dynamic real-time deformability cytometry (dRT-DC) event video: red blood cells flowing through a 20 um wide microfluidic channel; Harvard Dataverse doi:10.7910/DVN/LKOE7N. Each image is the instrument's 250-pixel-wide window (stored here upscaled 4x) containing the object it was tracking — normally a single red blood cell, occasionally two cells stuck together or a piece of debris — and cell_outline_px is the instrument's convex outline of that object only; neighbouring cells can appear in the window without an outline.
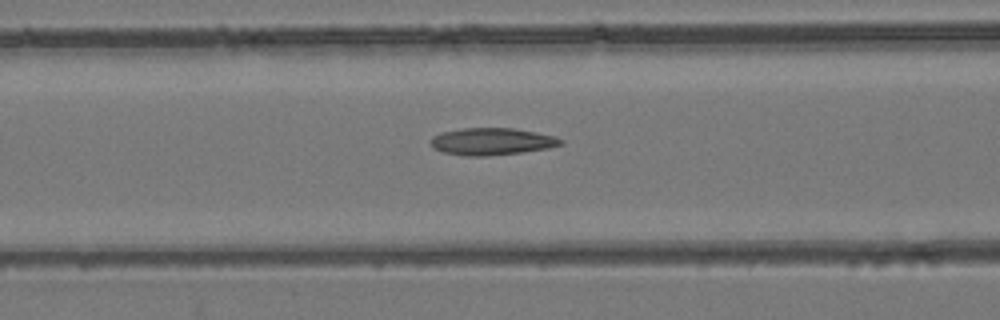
{"species": "common noctule bat (a hibernating species)", "species_latin": "Nyctalus noctula", "temperature_condition": "room temperature", "stored_images_in_passage": 29, "camera_frame_rate_fps": 3000, "um_per_image_px": 0.085, "animal": {"sex": "female", "body_mass_g": 24.6, "forearm_length_mm": 56.2}, "frame": {"image": 1, "passage_image": 14, "time_ms": 4.333, "image_size_px": [1000, 320], "cell_outline_px": [[564, 144], [548, 148], [520, 152], [484, 156], [464, 156], [444, 152], [432, 148], [432, 136], [440, 132], [464, 128], [512, 128], [536, 132], [556, 136], [564, 140]], "centroid_in_image_um": [41.82, 12.02], "position_along_channel_um": 124.8, "area_um2": 20.52}}
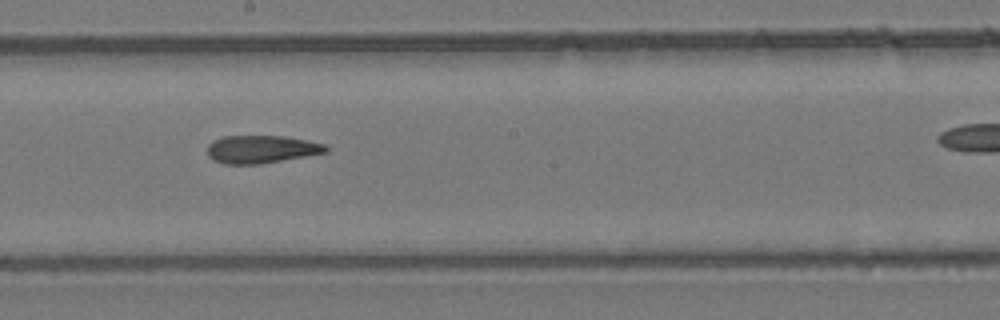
{"frame": {"image": 2, "passage_image": 21, "time_ms": 6.667, "image_size_px": [1000, 320], "cell_outline_px": [[328, 152], [260, 164], [224, 164], [212, 160], [208, 156], [208, 144], [212, 140], [224, 136], [284, 136], [324, 144], [328, 148]], "centroid_in_image_um": [22.17, 12.69], "position_along_channel_um": 226.0, "area_um2": 19.19}}
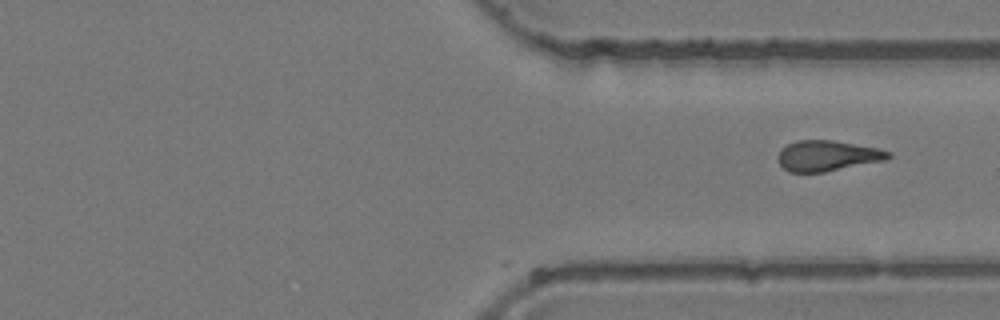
{"frame": {"image": 3, "passage_image": 29, "time_ms": 9.333, "image_size_px": [1000, 320], "cell_outline_px": [[892, 156], [888, 160], [824, 172], [788, 172], [776, 160], [776, 156], [780, 148], [796, 140], [832, 140], [876, 148], [892, 152]], "centroid_in_image_um": [70.31, 13.24], "position_along_channel_um": 341.1, "area_um2": 19.88}}